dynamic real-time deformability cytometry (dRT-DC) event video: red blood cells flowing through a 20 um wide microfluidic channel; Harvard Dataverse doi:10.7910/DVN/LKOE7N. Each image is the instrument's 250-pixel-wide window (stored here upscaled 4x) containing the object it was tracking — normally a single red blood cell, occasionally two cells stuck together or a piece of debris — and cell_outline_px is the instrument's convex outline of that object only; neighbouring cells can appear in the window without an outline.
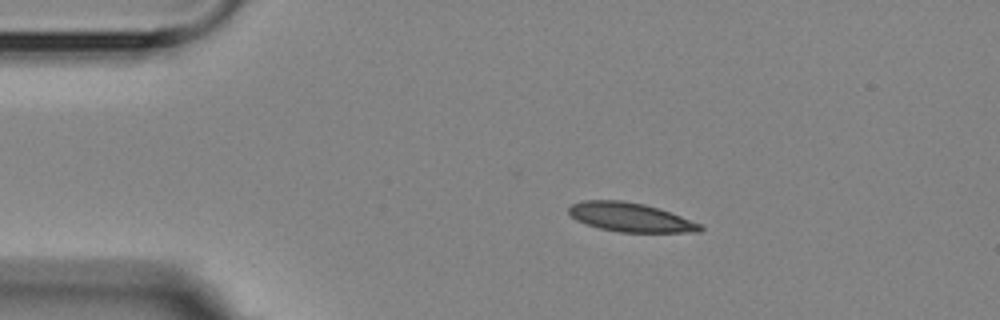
{"species": "Egyptian fruit bat (a non-hibernating species)", "species_latin": "Rousettus aegyptiacus", "temperature_condition": "room temperature", "stored_images_in_passage": 10, "camera_frame_rate_fps": 3000, "um_per_image_px": 0.085, "animal": {"sex": "female"}, "frame": {"image": 1, "passage_image": 2, "time_ms": 1.333, "image_size_px": [1000, 320], "cell_outline_px": [[704, 228], [700, 232], [620, 232], [600, 228], [576, 220], [568, 212], [568, 208], [572, 204], [584, 200], [620, 200], [644, 204], [660, 208], [700, 224]], "centroid_in_image_um": [53.58, 18.46], "position_along_channel_um": 31.4, "area_um2": 22.02}}
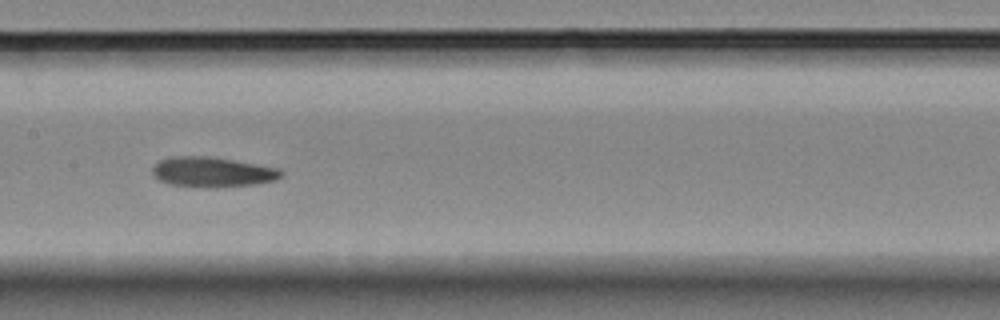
{"frame": {"image": 2, "passage_image": 7, "time_ms": 7.0, "image_size_px": [1000, 320], "cell_outline_px": [[284, 176], [276, 180], [256, 184], [212, 188], [208, 188], [168, 184], [152, 176], [152, 168], [160, 160], [168, 156], [216, 156], [280, 168], [284, 172]], "centroid_in_image_um": [18.09, 14.61], "position_along_channel_um": 189.3, "area_um2": 23.18}}
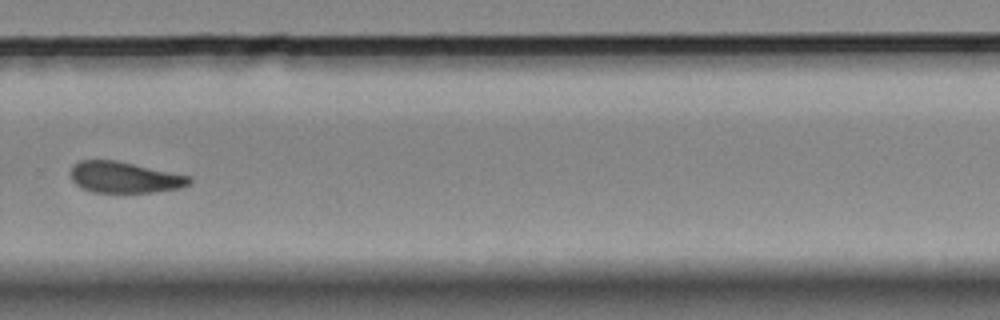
{"frame": {"image": 3, "passage_image": 10, "time_ms": 10.667, "image_size_px": [1000, 320], "cell_outline_px": [[192, 184], [180, 188], [152, 192], [92, 192], [80, 188], [72, 180], [72, 164], [80, 160], [116, 160], [192, 176]], "centroid_in_image_um": [10.61, 15.07], "position_along_channel_um": 319.2, "area_um2": 21.68}}